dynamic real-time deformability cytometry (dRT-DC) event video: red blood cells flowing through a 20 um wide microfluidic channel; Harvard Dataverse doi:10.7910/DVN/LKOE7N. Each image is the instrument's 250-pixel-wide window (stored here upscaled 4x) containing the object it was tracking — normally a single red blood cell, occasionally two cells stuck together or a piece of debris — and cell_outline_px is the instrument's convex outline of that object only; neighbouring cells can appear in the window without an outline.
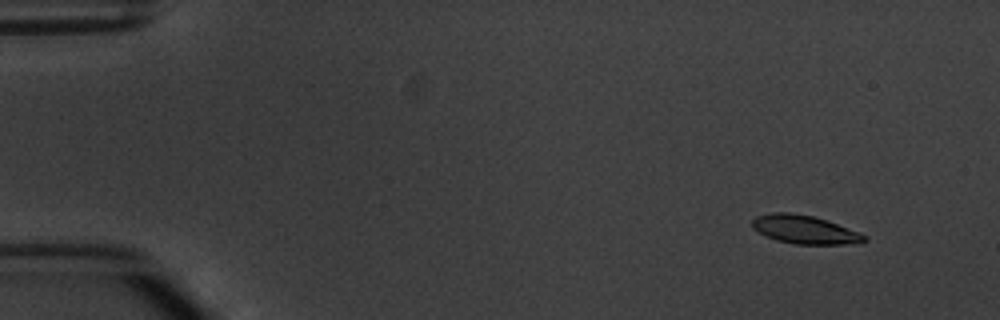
{"species": "common noctule bat (a hibernating species)", "species_latin": "Nyctalus noctula", "temperature_condition": "warm", "stored_images_in_passage": 4, "camera_frame_rate_fps": 3000, "um_per_image_px": 0.085, "animal": {"sex": "male", "body_mass_g": 20.1, "forearm_length_mm": 53.5}, "frame": {"image": 1, "passage_image": 1, "time_ms": 0.0, "image_size_px": [1000, 320], "cell_outline_px": [[868, 240], [860, 244], [796, 244], [776, 240], [752, 228], [752, 220], [756, 216], [772, 212], [788, 212], [812, 216], [828, 220], [860, 232]], "centroid_in_image_um": [68.43, 19.51], "position_along_channel_um": 16.6, "area_um2": 18.61}}
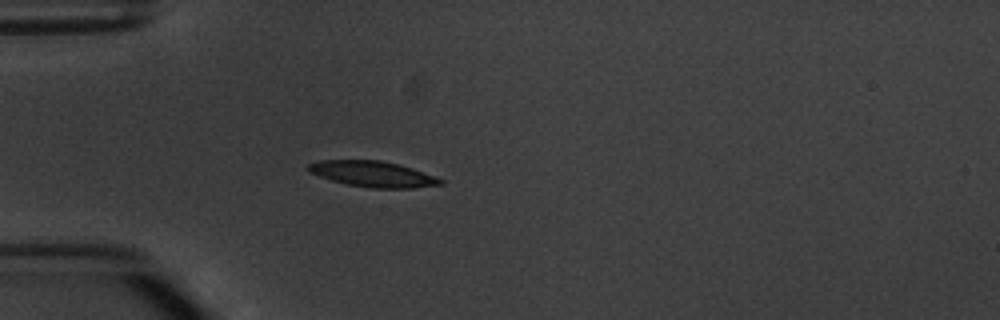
{"frame": {"image": 2, "passage_image": 4, "time_ms": 3.667, "image_size_px": [1000, 320], "cell_outline_px": [[444, 184], [412, 188], [372, 188], [348, 184], [332, 180], [308, 172], [304, 168], [308, 164], [320, 160], [380, 160], [412, 168], [444, 180]], "centroid_in_image_um": [31.65, 14.79], "position_along_channel_um": 53.3, "area_um2": 19.71}}